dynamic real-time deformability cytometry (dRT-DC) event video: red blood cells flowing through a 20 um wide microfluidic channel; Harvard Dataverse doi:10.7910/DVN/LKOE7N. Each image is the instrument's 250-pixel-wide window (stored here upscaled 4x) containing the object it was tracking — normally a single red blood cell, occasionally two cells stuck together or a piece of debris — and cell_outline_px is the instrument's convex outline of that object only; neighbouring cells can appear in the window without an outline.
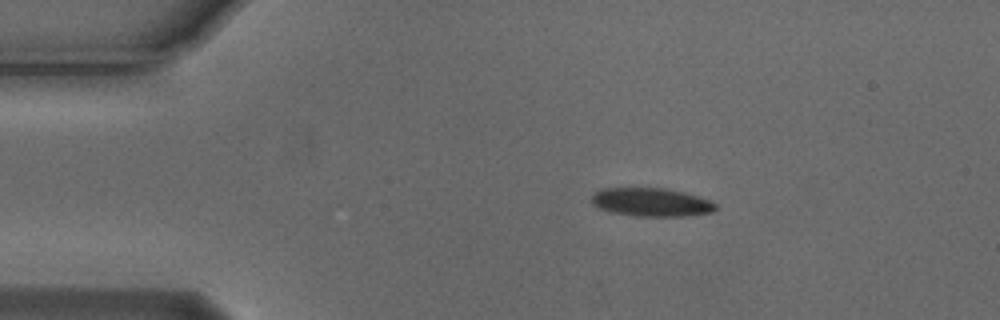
{"species": "Egyptian fruit bat (a non-hibernating species)", "species_latin": "Rousettus aegyptiacus", "temperature_condition": "cold", "stored_images_in_passage": 8, "camera_frame_rate_fps": 3000, "um_per_image_px": 0.085, "animal": {"sex": "male"}, "frame": {"image": 1, "passage_image": 1, "time_ms": 0.0, "image_size_px": [1000, 320], "cell_outline_px": [[716, 208], [712, 212], [684, 216], [636, 216], [612, 212], [600, 208], [592, 204], [592, 196], [600, 188], [664, 188], [684, 192], [700, 196], [716, 204]], "centroid_in_image_um": [55.36, 17.18], "position_along_channel_um": 29.6, "area_um2": 20.46}}
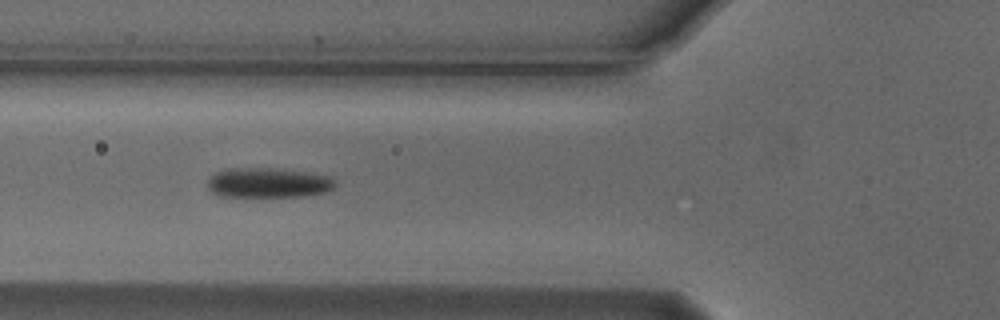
{"frame": {"image": 2, "passage_image": 4, "time_ms": 1.0, "image_size_px": [1000, 320], "cell_outline_px": [[336, 184], [332, 188], [324, 192], [304, 196], [220, 196], [212, 192], [208, 188], [208, 180], [216, 172], [228, 168], [272, 168], [304, 172], [332, 176]], "centroid_in_image_um": [22.79, 15.53], "position_along_channel_um": 103.0, "area_um2": 22.02}}
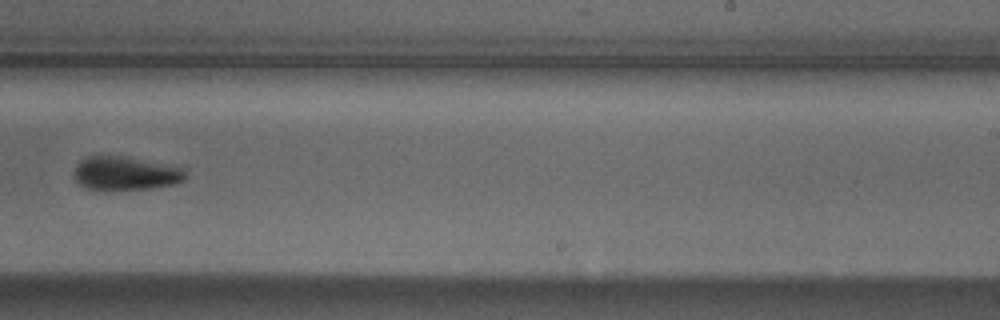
{"frame": {"image": 3, "passage_image": 8, "time_ms": 2.333, "image_size_px": [1000, 320], "cell_outline_px": [[188, 176], [184, 180], [176, 184], [152, 188], [104, 192], [88, 188], [76, 184], [76, 164], [84, 156], [100, 152], [128, 156], [184, 168], [188, 172]], "centroid_in_image_um": [10.63, 14.71], "position_along_channel_um": 278.4, "area_um2": 23.24}}